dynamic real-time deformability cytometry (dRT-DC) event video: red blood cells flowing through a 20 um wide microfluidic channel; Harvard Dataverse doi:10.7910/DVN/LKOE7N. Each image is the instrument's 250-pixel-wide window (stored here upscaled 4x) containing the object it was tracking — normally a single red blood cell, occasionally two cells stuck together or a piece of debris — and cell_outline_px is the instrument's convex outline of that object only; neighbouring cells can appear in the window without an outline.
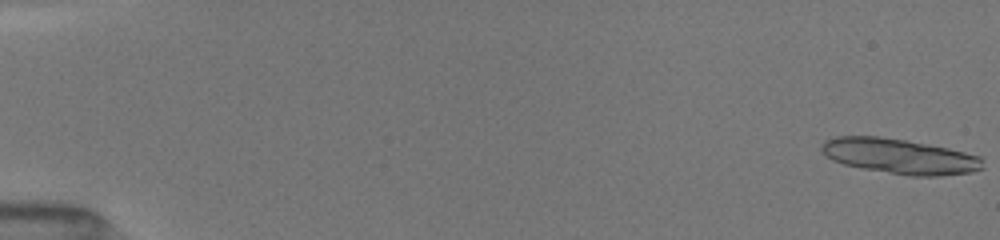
{"species": "common noctule bat (a hibernating species)", "species_latin": "Nyctalus noctula", "temperature_condition": "room temperature", "stored_images_in_passage": 28, "camera_frame_rate_fps": 3000, "um_per_image_px": 0.085, "animal": {"sex": "female", "body_mass_g": 19.5, "forearm_length_mm": 54.1}, "frame": {"image": 1, "passage_image": 1, "time_ms": 0.0, "image_size_px": [1000, 240], "cell_outline_px": [[984, 168], [972, 172], [936, 176], [912, 176], [864, 168], [844, 164], [832, 160], [820, 148], [820, 144], [824, 140], [836, 136], [880, 136], [904, 140], [948, 148], [980, 156], [984, 160]], "centroid_in_image_um": [76.48, 13.27], "position_along_channel_um": 8.5, "area_um2": 32.83}}